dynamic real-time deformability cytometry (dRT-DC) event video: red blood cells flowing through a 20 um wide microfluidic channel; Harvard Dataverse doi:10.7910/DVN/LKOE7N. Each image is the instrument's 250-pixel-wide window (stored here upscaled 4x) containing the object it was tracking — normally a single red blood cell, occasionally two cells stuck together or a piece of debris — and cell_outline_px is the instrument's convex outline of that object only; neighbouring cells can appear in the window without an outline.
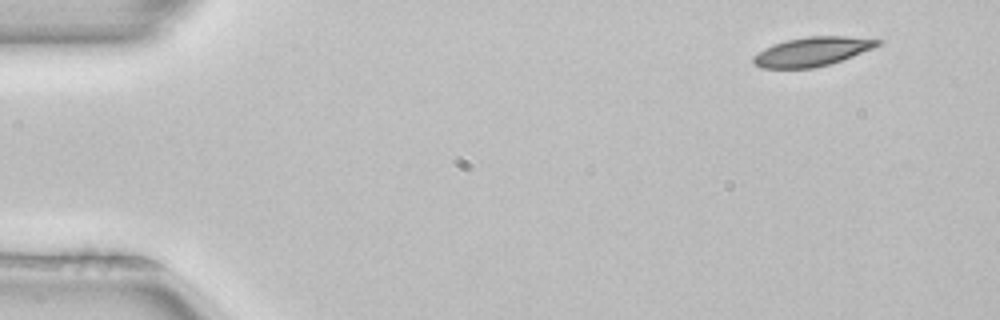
{"species": "common noctule bat (a hibernating species)", "species_latin": "Nyctalus noctula", "temperature_condition": "room temperature", "stored_images_in_passage": 49, "camera_frame_rate_fps": 3000, "um_per_image_px": 0.085, "animal": {"sex": "female", "body_mass_g": 22.7, "forearm_length_mm": 54.2}, "frame": {"image": 1, "passage_image": 1, "time_ms": 0.0, "image_size_px": [1000, 320], "cell_outline_px": [[884, 40], [880, 44], [872, 48], [852, 56], [828, 64], [812, 68], [760, 68], [752, 60], [752, 56], [764, 48], [772, 44], [788, 40], [808, 36], [844, 36]], "centroid_in_image_um": [69.0, 4.38], "position_along_channel_um": 16.0, "area_um2": 20.81}}
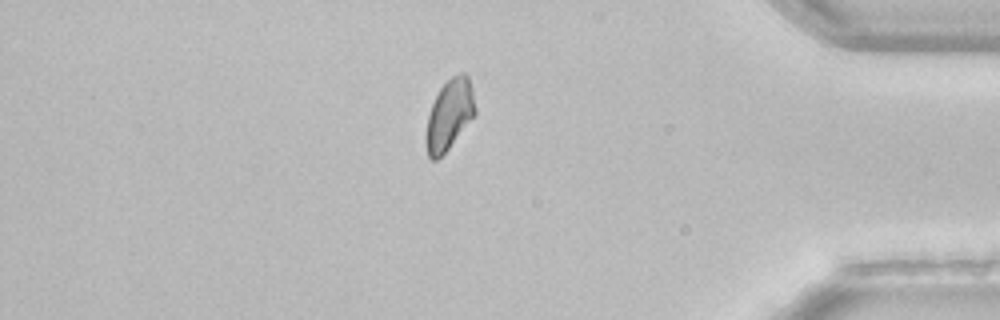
{"frame": {"image": 2, "passage_image": 41, "time_ms": 13.333, "image_size_px": [1000, 320], "cell_outline_px": [[476, 116], [448, 148], [436, 160], [432, 160], [428, 156], [428, 116], [432, 104], [440, 88], [452, 76], [460, 72], [464, 72], [468, 76], [472, 88], [476, 108]], "centroid_in_image_um": [38.26, 9.69], "position_along_channel_um": 396.9, "area_um2": 19.71}}
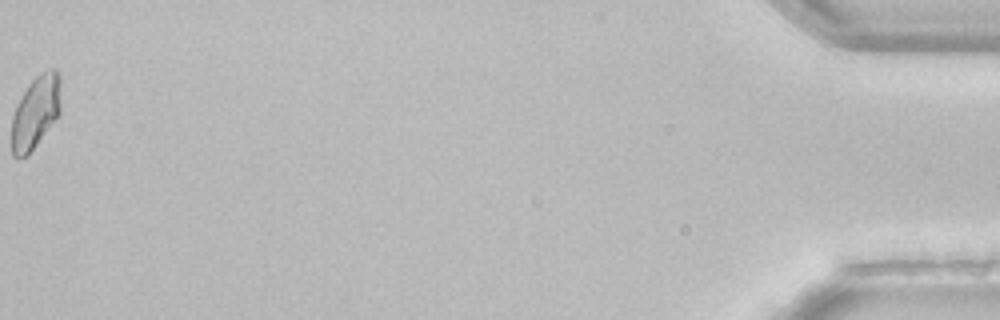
{"frame": {"image": 3, "passage_image": 49, "time_ms": 16.0, "image_size_px": [1000, 320], "cell_outline_px": [[60, 112], [36, 144], [24, 156], [12, 156], [12, 116], [16, 104], [28, 84], [36, 76], [52, 68], [56, 68], [60, 72]], "centroid_in_image_um": [3.03, 9.46], "position_along_channel_um": 432.2, "area_um2": 20.46}, "authors_computed_cell_mechanics": {"area_um2": 21.0392, "velocity_mm_per_s": 3.9413, "shape_relaxation_time_tau1_ms": 6.3032, "shape_relaxation_time_tau2_ms": null, "deformation_change_tau1": 0.1197, "deformation_change_tau2": null}}